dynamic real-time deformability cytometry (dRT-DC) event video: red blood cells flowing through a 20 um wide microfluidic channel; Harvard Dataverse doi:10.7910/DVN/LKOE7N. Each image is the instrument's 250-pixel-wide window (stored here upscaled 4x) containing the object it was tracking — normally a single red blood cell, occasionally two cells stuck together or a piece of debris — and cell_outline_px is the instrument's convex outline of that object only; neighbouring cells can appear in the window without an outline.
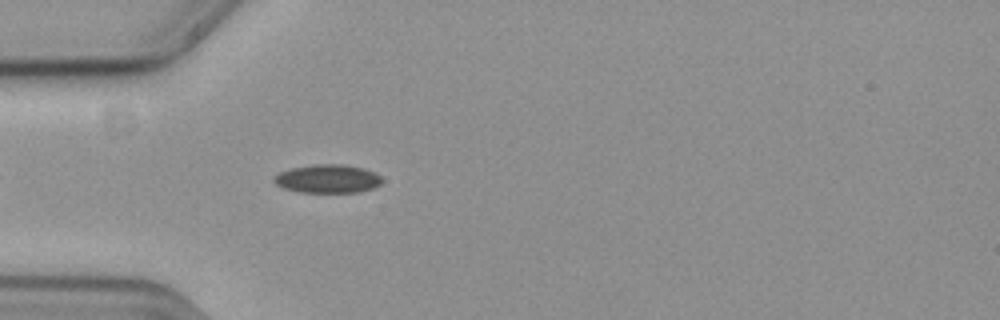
{"species": "common noctule bat (a hibernating species)", "species_latin": "Nyctalus noctula", "temperature_condition": "cold", "stored_images_in_passage": 46, "camera_frame_rate_fps": 3000, "um_per_image_px": 0.085, "animal": {"sex": "female", "body_mass_g": 19.3, "forearm_length_mm": 54.1}, "frame": {"image": 1, "passage_image": 6, "time_ms": 1.667, "image_size_px": [1000, 320], "cell_outline_px": [[380, 184], [372, 188], [356, 192], [300, 192], [284, 188], [276, 184], [272, 180], [280, 172], [292, 168], [316, 164], [344, 164], [364, 168], [380, 176]], "centroid_in_image_um": [27.83, 15.19], "position_along_channel_um": 57.2, "area_um2": 17.63}}
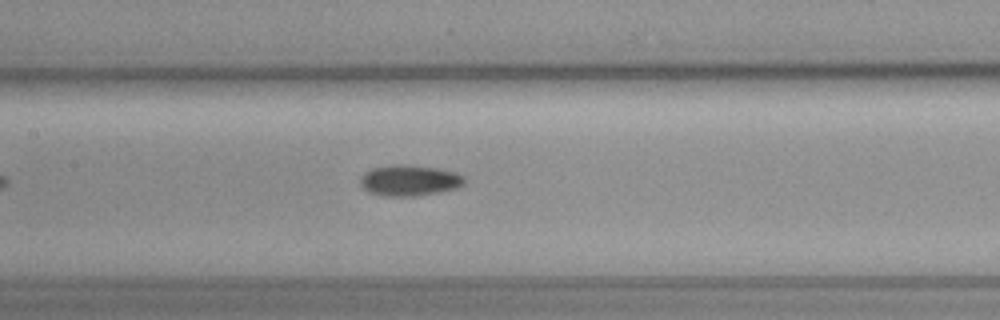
{"frame": {"image": 2, "passage_image": 16, "time_ms": 5.0, "image_size_px": [1000, 320], "cell_outline_px": [[464, 184], [456, 188], [436, 192], [412, 196], [384, 196], [368, 192], [360, 184], [360, 180], [372, 168], [400, 164], [436, 168], [452, 172], [464, 176]], "centroid_in_image_um": [34.79, 15.34], "position_along_channel_um": 172.6, "area_um2": 18.21}}
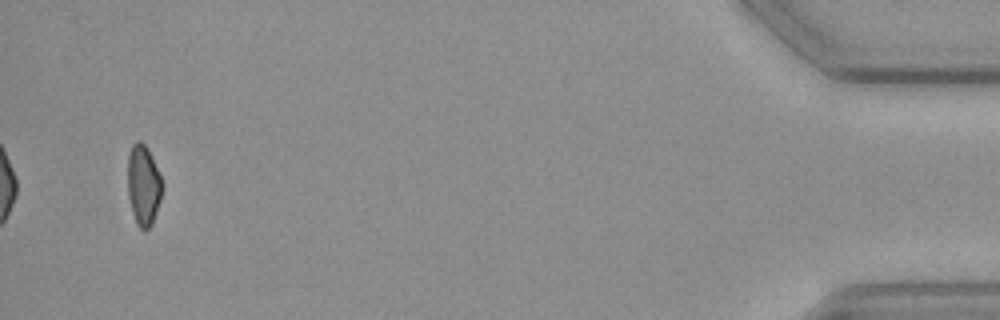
{"frame": {"image": 3, "passage_image": 44, "time_ms": 14.333, "image_size_px": [1000, 320], "cell_outline_px": [[160, 200], [152, 224], [144, 232], [136, 224], [132, 212], [128, 196], [128, 156], [132, 144], [136, 140], [140, 140], [148, 148], [160, 176]], "centroid_in_image_um": [12.15, 15.74], "position_along_channel_um": 423.0, "area_um2": 15.95}}